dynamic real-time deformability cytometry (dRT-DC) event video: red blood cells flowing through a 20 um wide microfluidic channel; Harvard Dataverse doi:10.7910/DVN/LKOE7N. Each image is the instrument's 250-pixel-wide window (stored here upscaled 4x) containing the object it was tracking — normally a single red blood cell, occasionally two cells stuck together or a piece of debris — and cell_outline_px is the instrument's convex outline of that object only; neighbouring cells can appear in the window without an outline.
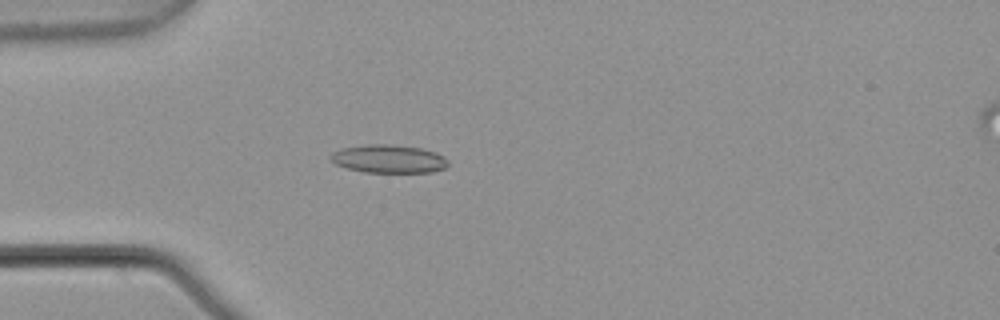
{"species": "common noctule bat (a hibernating species)", "species_latin": "Nyctalus noctula", "temperature_condition": "warm", "stored_images_in_passage": 5, "camera_frame_rate_fps": 3000, "um_per_image_px": 0.085, "animal": {"sex": "male", "body_mass_g": 21.5, "forearm_length_mm": 52.0}, "frame": {"image": 1, "passage_image": 4, "time_ms": 1.0, "image_size_px": [1000, 320], "cell_outline_px": [[448, 164], [444, 168], [432, 172], [364, 172], [348, 168], [336, 164], [328, 156], [332, 152], [344, 148], [364, 144], [392, 144], [420, 148], [436, 152], [444, 156], [448, 160]], "centroid_in_image_um": [33.05, 13.49], "position_along_channel_um": 52.0, "area_um2": 19.31}}